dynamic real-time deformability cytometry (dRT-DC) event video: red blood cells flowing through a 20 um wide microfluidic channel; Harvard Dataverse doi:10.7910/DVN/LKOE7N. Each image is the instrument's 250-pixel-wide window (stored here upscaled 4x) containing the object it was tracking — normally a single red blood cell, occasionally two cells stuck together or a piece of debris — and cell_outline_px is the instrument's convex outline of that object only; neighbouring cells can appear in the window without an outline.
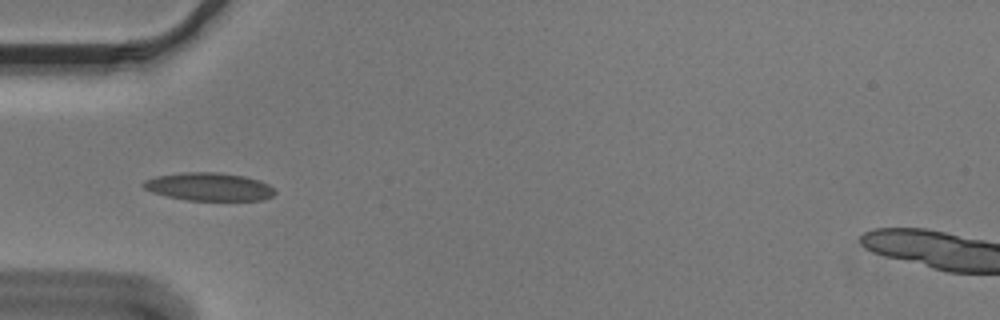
{"species": "Egyptian fruit bat (a non-hibernating species)", "species_latin": "Rousettus aegyptiacus", "temperature_condition": "cold", "stored_images_in_passage": 39, "camera_frame_rate_fps": 3000, "um_per_image_px": 0.085, "animal": {"sex": "male"}, "frame": {"image": 1, "passage_image": 2, "time_ms": 0.333, "image_size_px": [1000, 320], "cell_outline_px": [[276, 192], [272, 196], [264, 200], [188, 200], [168, 196], [152, 192], [144, 188], [140, 184], [144, 180], [156, 176], [184, 172], [216, 172], [244, 176], [260, 180], [268, 184]], "centroid_in_image_um": [17.76, 15.87], "position_along_channel_um": 67.2, "area_um2": 21.44}}
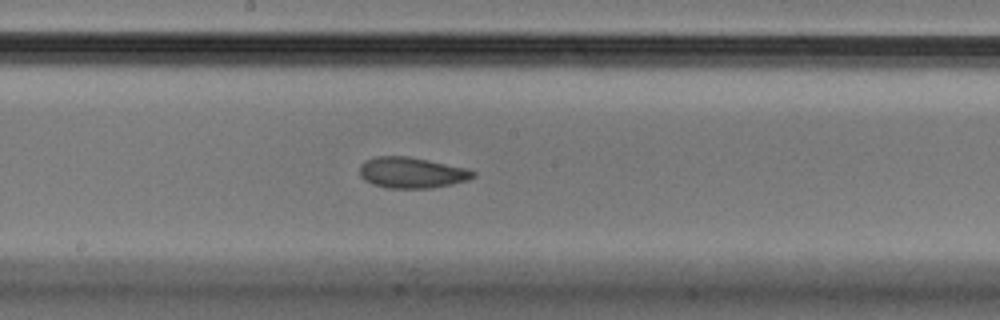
{"frame": {"image": 2, "passage_image": 14, "time_ms": 4.333, "image_size_px": [1000, 320], "cell_outline_px": [[476, 176], [468, 180], [452, 184], [432, 188], [384, 188], [372, 184], [364, 180], [360, 176], [360, 164], [364, 160], [376, 156], [408, 156], [468, 168], [476, 172]], "centroid_in_image_um": [34.99, 14.68], "position_along_channel_um": 213.2, "area_um2": 20.69}}
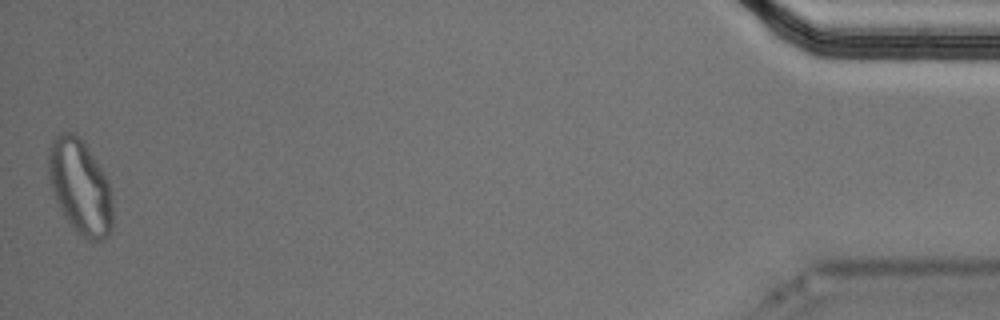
{"frame": {"image": 3, "passage_image": 39, "time_ms": 12.667, "image_size_px": [1000, 320], "cell_outline_px": [[112, 228], [108, 236], [104, 240], [84, 240], [76, 232], [64, 216], [56, 200], [48, 176], [48, 148], [52, 140], [60, 132], [72, 132], [80, 136], [84, 140], [108, 180], [112, 188]], "centroid_in_image_um": [6.82, 15.87], "position_along_channel_um": 428.4, "area_um2": 35.95}, "authors_computed_cell_mechanics": {"area_um2": 20.6924, "velocity_mm_per_s": 3.6427, "shape_relaxation_time_tau1_ms": null, "shape_relaxation_time_tau2_ms": 2.4884, "deformation_change_tau1": null, "deformation_change_tau2": 0.0715}}